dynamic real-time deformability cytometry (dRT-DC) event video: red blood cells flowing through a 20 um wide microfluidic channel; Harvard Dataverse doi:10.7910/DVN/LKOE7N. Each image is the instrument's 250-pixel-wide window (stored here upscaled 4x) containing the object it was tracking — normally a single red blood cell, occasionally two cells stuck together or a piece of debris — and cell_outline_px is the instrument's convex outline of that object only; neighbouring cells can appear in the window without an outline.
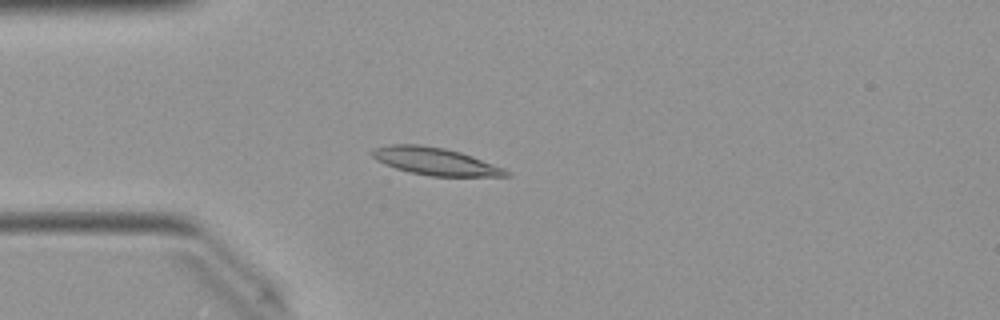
{"species": "Egyptian fruit bat (a non-hibernating species)", "species_latin": "Rousettus aegyptiacus", "temperature_condition": "warm", "stored_images_in_passage": 41, "camera_frame_rate_fps": 3000, "um_per_image_px": 0.085, "animal": {"sex": "female"}, "frame": {"image": 1, "passage_image": 4, "time_ms": 1.0, "image_size_px": [1000, 320], "cell_outline_px": [[512, 176], [432, 176], [408, 172], [384, 164], [376, 160], [368, 152], [372, 148], [388, 144], [416, 144], [444, 148], [460, 152], [472, 156], [504, 168]], "centroid_in_image_um": [36.92, 13.7], "position_along_channel_um": 48.1, "area_um2": 21.44}}
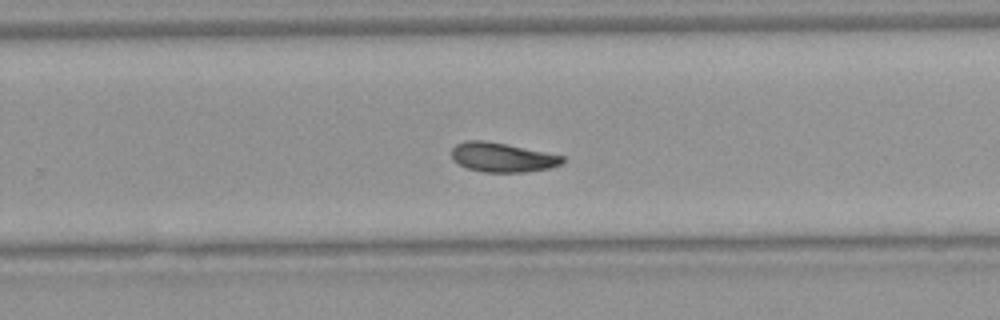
{"frame": {"image": 2, "passage_image": 23, "time_ms": 7.333, "image_size_px": [1000, 320], "cell_outline_px": [[564, 160], [560, 164], [548, 168], [524, 172], [484, 172], [468, 168], [452, 160], [452, 148], [456, 144], [464, 140], [484, 140], [564, 156]], "centroid_in_image_um": [42.64, 13.37], "position_along_channel_um": 287.2, "area_um2": 18.67}}
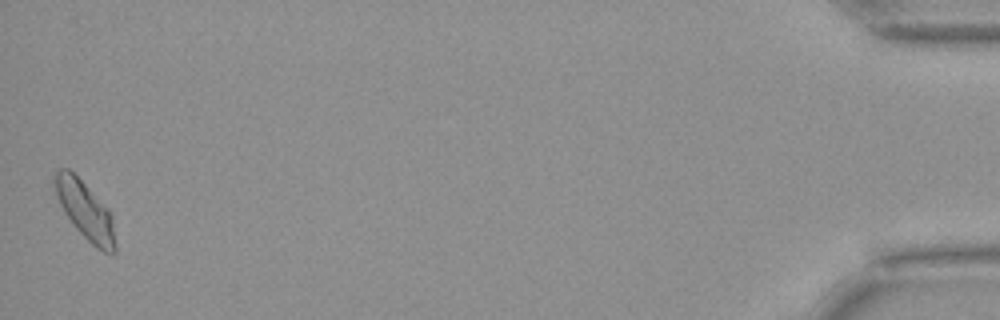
{"frame": {"image": 3, "passage_image": 41, "time_ms": 13.333, "image_size_px": [1000, 320], "cell_outline_px": [[116, 252], [112, 256], [96, 248], [72, 224], [64, 212], [56, 196], [52, 184], [52, 172], [56, 168], [68, 168], [88, 188], [112, 216], [116, 244]], "centroid_in_image_um": [7.19, 17.89], "position_along_channel_um": 428.0, "area_um2": 20.4}, "authors_computed_cell_mechanics": {"area_um2": 19.3052, "velocity_mm_per_s": 3.9836, "shape_relaxation_time_tau1_ms": 5.9013, "shape_relaxation_time_tau2_ms": null, "deformation_change_tau1": 0.1544, "deformation_change_tau2": null}}